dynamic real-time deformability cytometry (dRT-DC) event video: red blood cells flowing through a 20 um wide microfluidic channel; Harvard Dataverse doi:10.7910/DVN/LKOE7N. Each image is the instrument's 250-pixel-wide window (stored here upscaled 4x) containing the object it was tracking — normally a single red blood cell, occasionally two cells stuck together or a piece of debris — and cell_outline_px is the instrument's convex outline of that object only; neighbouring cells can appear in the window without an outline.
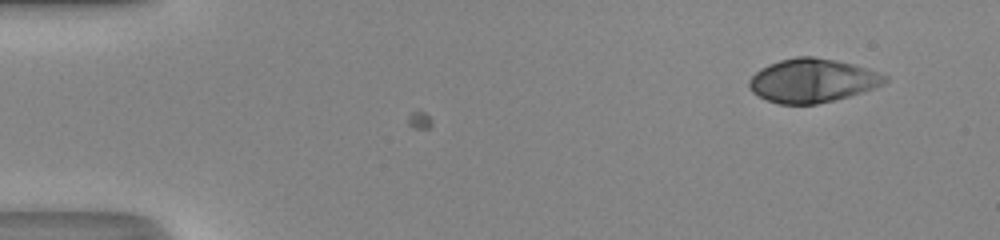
{"species": "human", "species_latin": "Homo sapiens", "temperature_condition": "room temperature", "stored_images_in_passage": 2, "camera_frame_rate_fps": 3000, "um_per_image_px": 0.085, "donor": {"sex": "male"}, "frame": {"image": 1, "passage_image": 2, "time_ms": 0.333, "image_size_px": [1000, 240], "cell_outline_px": [[888, 80], [884, 84], [876, 88], [848, 96], [816, 104], [780, 104], [768, 100], [752, 92], [748, 88], [748, 80], [760, 68], [768, 64], [780, 60], [796, 56], [812, 56], [852, 64], [888, 76]], "centroid_in_image_um": [69.02, 6.85], "position_along_channel_um": 16.0, "area_um2": 34.33}}